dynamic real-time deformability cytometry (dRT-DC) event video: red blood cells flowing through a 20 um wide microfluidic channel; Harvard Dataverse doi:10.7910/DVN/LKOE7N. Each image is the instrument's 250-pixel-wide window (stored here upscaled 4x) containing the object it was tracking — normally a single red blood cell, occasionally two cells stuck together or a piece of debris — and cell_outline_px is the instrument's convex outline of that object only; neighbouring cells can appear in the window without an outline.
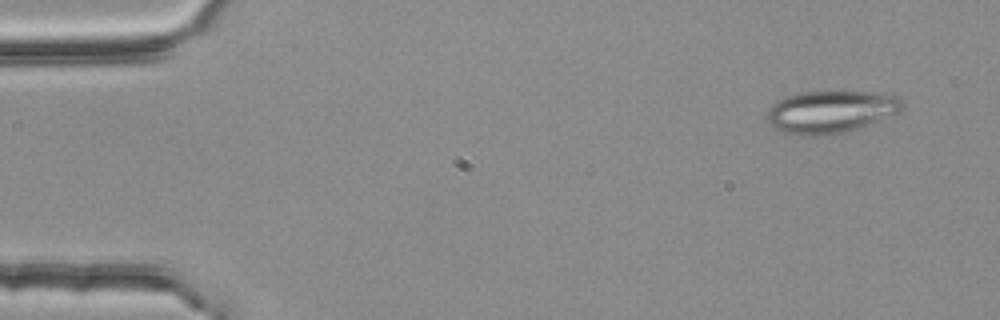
{"species": "common noctule bat (a hibernating species)", "species_latin": "Nyctalus noctula", "temperature_condition": "room temperature", "stored_images_in_passage": 5, "camera_frame_rate_fps": 3000, "um_per_image_px": 0.085, "animal": {"sex": "female", "body_mass_g": 25.1}, "frame": {"image": 1, "passage_image": 1, "time_ms": 0.0, "image_size_px": [1000, 320], "cell_outline_px": [[904, 108], [900, 112], [856, 128], [844, 132], [816, 136], [804, 136], [784, 132], [772, 128], [768, 120], [768, 108], [772, 104], [788, 96], [800, 92], [884, 92], [896, 96], [904, 104]], "centroid_in_image_um": [70.61, 9.49], "position_along_channel_um": 14.4, "area_um2": 33.18}}